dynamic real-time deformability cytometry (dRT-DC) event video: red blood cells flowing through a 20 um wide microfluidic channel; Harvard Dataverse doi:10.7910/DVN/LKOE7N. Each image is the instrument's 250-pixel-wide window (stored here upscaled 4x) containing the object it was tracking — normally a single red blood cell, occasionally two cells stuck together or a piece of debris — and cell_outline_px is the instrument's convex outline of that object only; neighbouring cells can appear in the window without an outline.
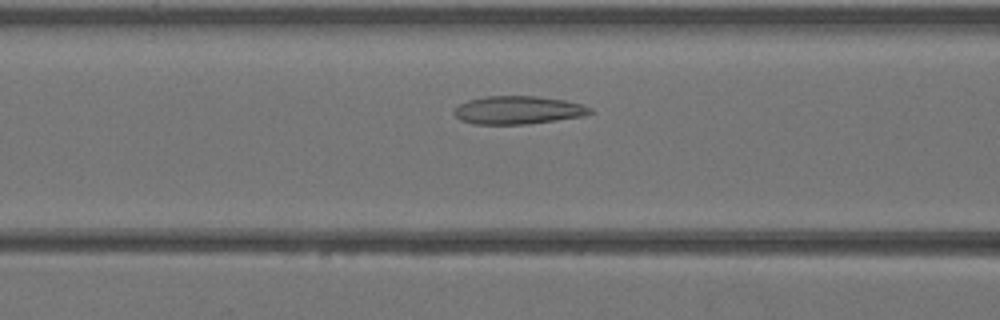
{"species": "Egyptian fruit bat (a non-hibernating species)", "species_latin": "Rousettus aegyptiacus", "temperature_condition": "warm", "stored_images_in_passage": 36, "camera_frame_rate_fps": 3000, "um_per_image_px": 0.085, "animal": {"sex": "female"}, "frame": {"image": 1, "passage_image": 11, "time_ms": 3.333, "image_size_px": [1000, 320], "cell_outline_px": [[592, 112], [584, 116], [528, 124], [472, 124], [460, 120], [452, 112], [460, 104], [468, 100], [484, 96], [536, 96], [564, 100], [580, 104], [592, 108]], "centroid_in_image_um": [44.01, 9.36], "position_along_channel_um": 122.6, "area_um2": 22.25}}
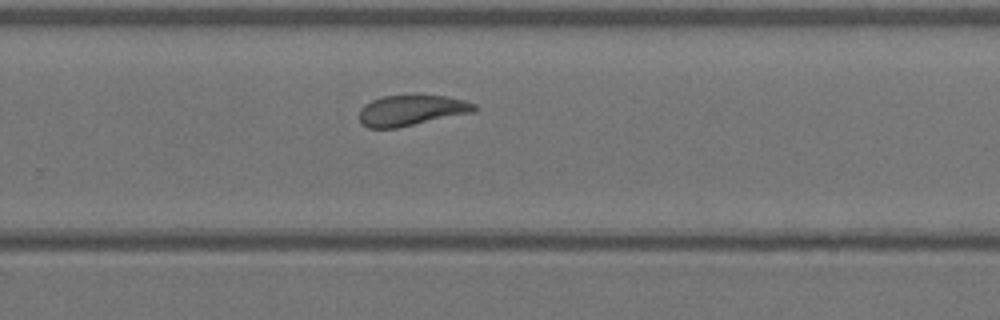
{"frame": {"image": 2, "passage_image": 22, "time_ms": 7.0, "image_size_px": [1000, 320], "cell_outline_px": [[476, 108], [472, 112], [396, 128], [368, 128], [360, 124], [360, 108], [364, 104], [372, 100], [384, 96], [416, 92], [420, 92], [448, 96], [464, 100], [476, 104]], "centroid_in_image_um": [34.95, 9.32], "position_along_channel_um": 294.9, "area_um2": 21.21}}
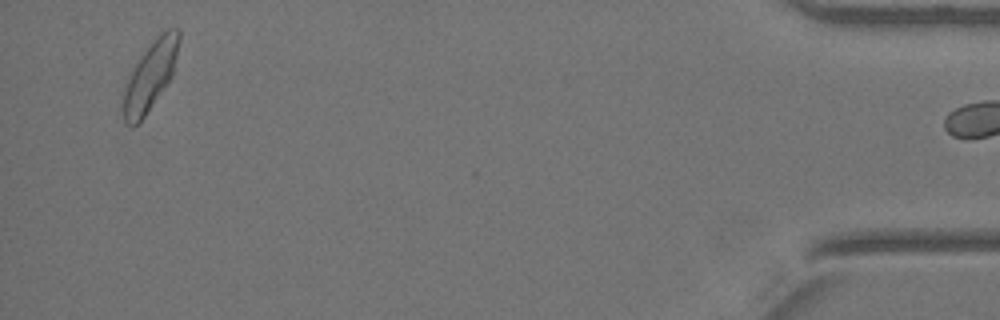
{"frame": {"image": 3, "passage_image": 35, "time_ms": 11.333, "image_size_px": [1000, 320], "cell_outline_px": [[180, 40], [172, 76], [144, 116], [132, 128], [124, 124], [120, 108], [124, 84], [128, 72], [144, 52], [168, 28], [176, 28], [180, 32]], "centroid_in_image_um": [12.68, 6.54], "position_along_channel_um": 422.5, "area_um2": 22.37}}